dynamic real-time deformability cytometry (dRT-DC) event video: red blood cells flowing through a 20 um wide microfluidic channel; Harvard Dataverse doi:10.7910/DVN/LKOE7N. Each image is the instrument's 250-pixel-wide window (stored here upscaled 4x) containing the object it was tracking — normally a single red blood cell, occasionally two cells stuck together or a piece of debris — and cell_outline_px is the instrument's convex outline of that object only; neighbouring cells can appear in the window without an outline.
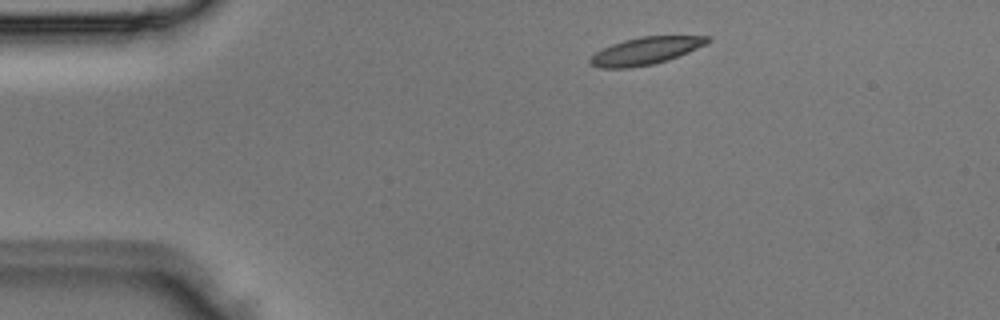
{"species": "Egyptian fruit bat (a non-hibernating species)", "species_latin": "Rousettus aegyptiacus", "temperature_condition": "room temperature", "stored_images_in_passage": 2, "camera_frame_rate_fps": 3000, "um_per_image_px": 0.085, "animal": {"sex": "male"}, "frame": {"image": 1, "passage_image": 1, "time_ms": 0.0, "image_size_px": [1000, 320], "cell_outline_px": [[712, 36], [704, 44], [688, 52], [668, 60], [652, 64], [628, 68], [600, 68], [592, 64], [588, 60], [596, 52], [612, 44], [624, 40], [640, 36]], "centroid_in_image_um": [54.85, 4.32], "position_along_channel_um": 30.2, "area_um2": 18.38}}